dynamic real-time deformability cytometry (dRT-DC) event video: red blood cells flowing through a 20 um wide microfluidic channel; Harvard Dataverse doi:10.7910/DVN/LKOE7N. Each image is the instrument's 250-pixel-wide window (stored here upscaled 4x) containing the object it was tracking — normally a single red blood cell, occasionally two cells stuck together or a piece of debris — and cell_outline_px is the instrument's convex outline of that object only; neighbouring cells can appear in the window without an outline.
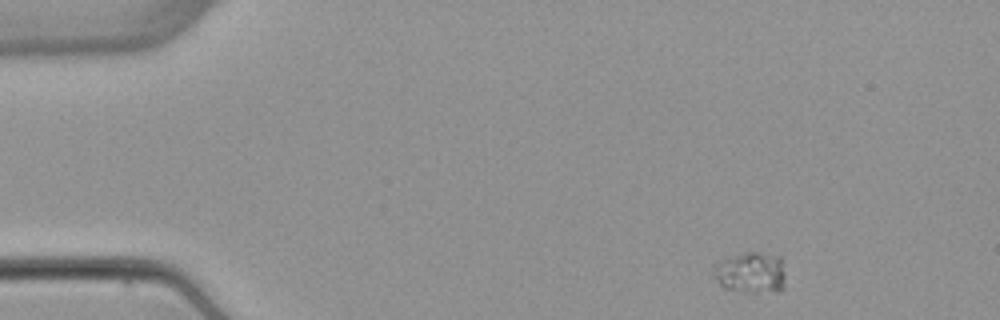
{"species": "common noctule bat (a hibernating species)", "species_latin": "Nyctalus noctula", "temperature_condition": "warm", "stored_images_in_passage": 6, "camera_frame_rate_fps": 3000, "um_per_image_px": 0.085, "animal": {"sex": "female", "body_mass_g": 22.7, "forearm_length_mm": 54.2}, "frame": {"image": 1, "passage_image": 1, "time_ms": 0.0, "image_size_px": [1000, 320], "cell_outline_px": [[784, 288], [780, 292], [744, 292], [724, 288], [712, 276], [712, 264], [720, 260], [744, 252], [760, 252], [780, 256], [784, 260]], "centroid_in_image_um": [63.81, 23.17], "position_along_channel_um": 21.2, "area_um2": 17.86}}
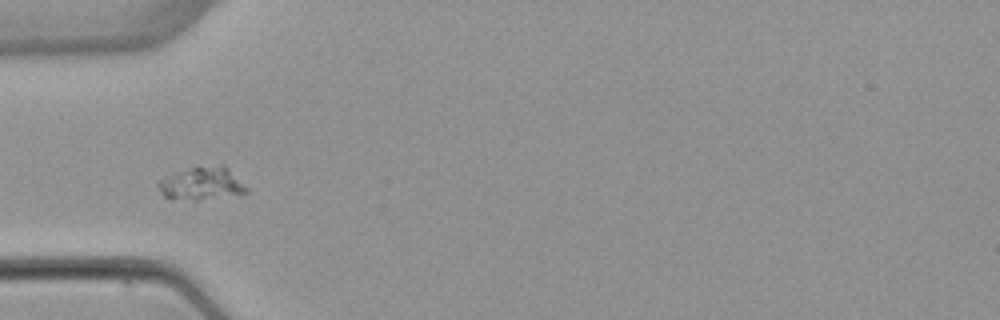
{"frame": {"image": 2, "passage_image": 4, "time_ms": 3.667, "image_size_px": [1000, 320], "cell_outline_px": [[248, 192], [240, 196], [196, 200], [164, 196], [160, 192], [156, 184], [156, 180], [176, 172], [192, 168], [220, 164], [224, 164], [248, 188]], "centroid_in_image_um": [17.19, 15.61], "position_along_channel_um": 67.8, "area_um2": 17.05}}
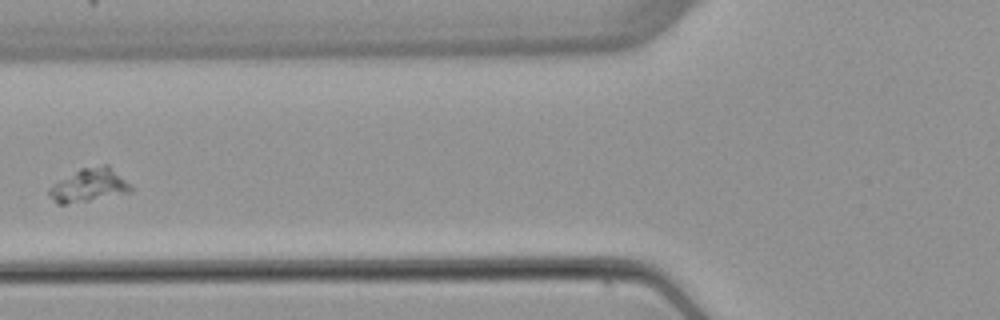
{"frame": {"image": 3, "passage_image": 5, "time_ms": 5.0, "image_size_px": [1000, 320], "cell_outline_px": [[132, 188], [128, 192], [88, 200], [64, 204], [56, 204], [48, 196], [48, 188], [52, 184], [80, 168], [104, 164], [108, 164], [132, 184]], "centroid_in_image_um": [7.54, 15.72], "position_along_channel_um": 118.3, "area_um2": 15.84}}